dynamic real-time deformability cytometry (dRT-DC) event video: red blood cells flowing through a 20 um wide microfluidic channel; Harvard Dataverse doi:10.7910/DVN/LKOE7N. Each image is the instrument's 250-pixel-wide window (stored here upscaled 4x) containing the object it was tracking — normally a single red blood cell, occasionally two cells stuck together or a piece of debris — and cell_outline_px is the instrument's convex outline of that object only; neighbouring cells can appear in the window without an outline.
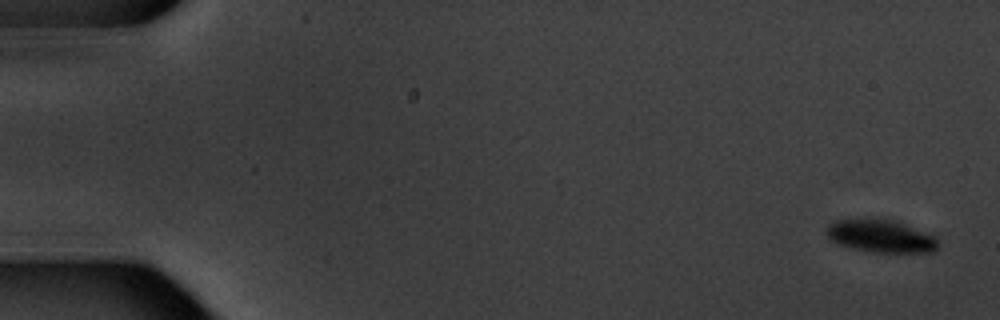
{"species": "common noctule bat (a hibernating species)", "species_latin": "Nyctalus noctula", "temperature_condition": "warm", "stored_images_in_passage": 7, "camera_frame_rate_fps": 3000, "um_per_image_px": 0.085, "animal": {"sex": "male", "body_mass_g": 20.1, "forearm_length_mm": 53.5}, "frame": {"image": 1, "passage_image": 1, "time_ms": 0.0, "image_size_px": [1000, 320], "cell_outline_px": [[936, 252], [868, 252], [836, 244], [828, 240], [828, 224], [832, 220], [892, 220], [904, 224], [936, 236]], "centroid_in_image_um": [74.83, 20.1], "position_along_channel_um": 10.2, "area_um2": 20.92}}
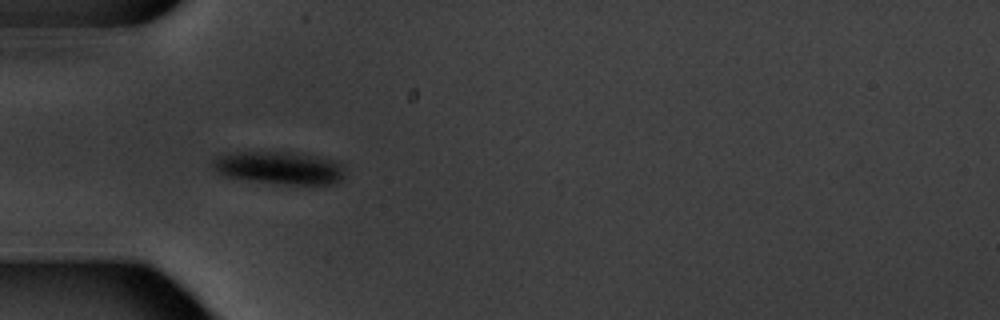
{"frame": {"image": 2, "passage_image": 5, "time_ms": 5.667, "image_size_px": [1000, 320], "cell_outline_px": [[344, 176], [336, 184], [288, 184], [248, 180], [224, 176], [216, 172], [212, 168], [212, 160], [216, 156], [236, 152], [296, 152], [340, 160], [344, 164]], "centroid_in_image_um": [23.79, 14.25], "position_along_channel_um": 61.2, "area_um2": 25.66}}